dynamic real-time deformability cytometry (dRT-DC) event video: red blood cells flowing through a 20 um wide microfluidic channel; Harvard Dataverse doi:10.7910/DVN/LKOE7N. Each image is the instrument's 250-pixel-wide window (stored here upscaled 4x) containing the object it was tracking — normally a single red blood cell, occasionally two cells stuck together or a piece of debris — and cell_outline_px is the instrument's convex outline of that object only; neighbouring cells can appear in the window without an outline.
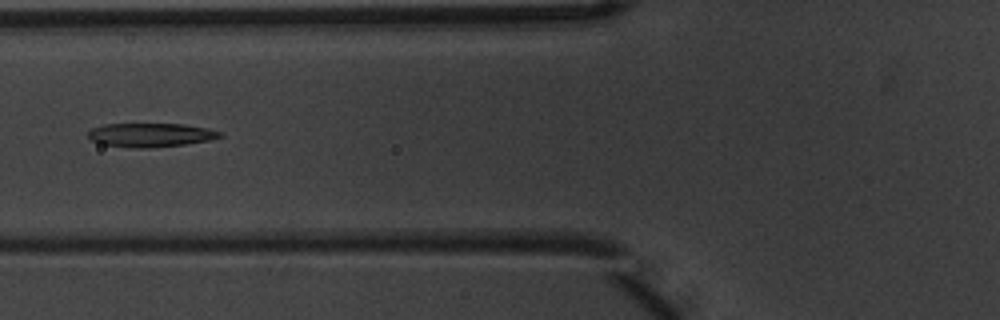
{"species": "common noctule bat (a hibernating species)", "species_latin": "Nyctalus noctula", "temperature_condition": "warm", "stored_images_in_passage": 8, "camera_frame_rate_fps": 3000, "um_per_image_px": 0.085, "animal": {"sex": "male", "body_mass_g": 20.1, "forearm_length_mm": 53.5}, "frame": {"image": 1, "passage_image": 6, "time_ms": 1.667, "image_size_px": [1000, 320], "cell_outline_px": [[224, 136], [208, 140], [184, 144], [148, 148], [136, 148], [104, 144], [92, 140], [88, 136], [88, 132], [92, 128], [104, 124], [184, 124], [208, 128], [224, 132]], "centroid_in_image_um": [12.85, 11.46], "position_along_channel_um": 113.0, "area_um2": 18.21}}
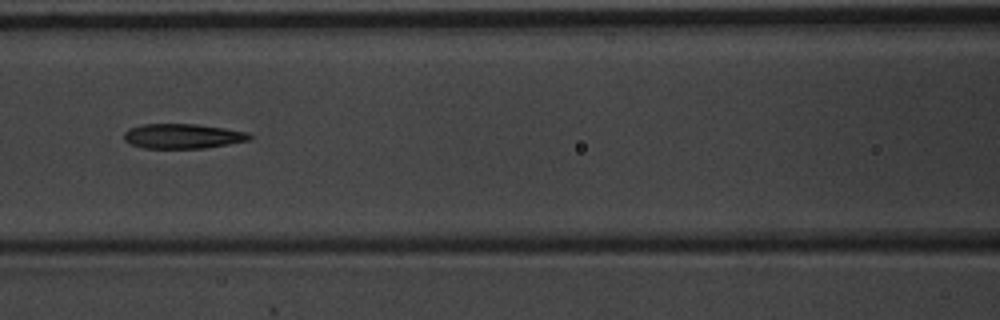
{"frame": {"image": 2, "passage_image": 7, "time_ms": 2.0, "image_size_px": [1000, 320], "cell_outline_px": [[252, 140], [204, 148], [144, 148], [128, 144], [124, 140], [124, 132], [128, 128], [144, 124], [196, 124], [224, 128], [248, 132], [252, 136]], "centroid_in_image_um": [15.52, 11.57], "position_along_channel_um": 151.1, "area_um2": 18.26}}
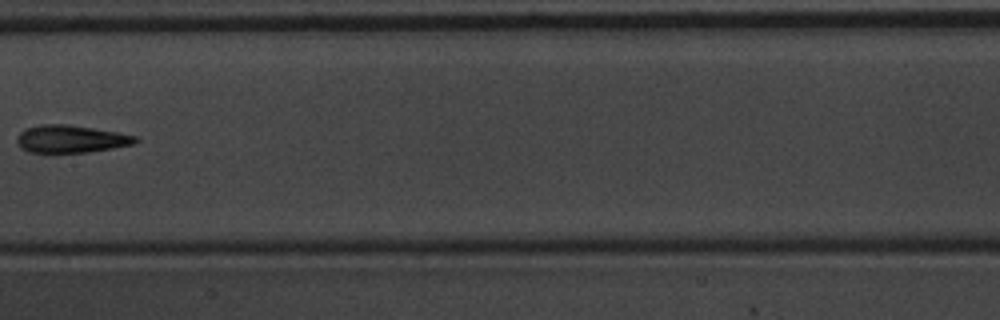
{"frame": {"image": 3, "passage_image": 8, "time_ms": 2.333, "image_size_px": [1000, 320], "cell_outline_px": [[140, 140], [136, 144], [88, 152], [28, 152], [20, 148], [16, 144], [16, 136], [24, 128], [40, 124], [68, 124], [120, 132], [136, 136]], "centroid_in_image_um": [6.01, 11.8], "position_along_channel_um": 201.4, "area_um2": 19.36}}